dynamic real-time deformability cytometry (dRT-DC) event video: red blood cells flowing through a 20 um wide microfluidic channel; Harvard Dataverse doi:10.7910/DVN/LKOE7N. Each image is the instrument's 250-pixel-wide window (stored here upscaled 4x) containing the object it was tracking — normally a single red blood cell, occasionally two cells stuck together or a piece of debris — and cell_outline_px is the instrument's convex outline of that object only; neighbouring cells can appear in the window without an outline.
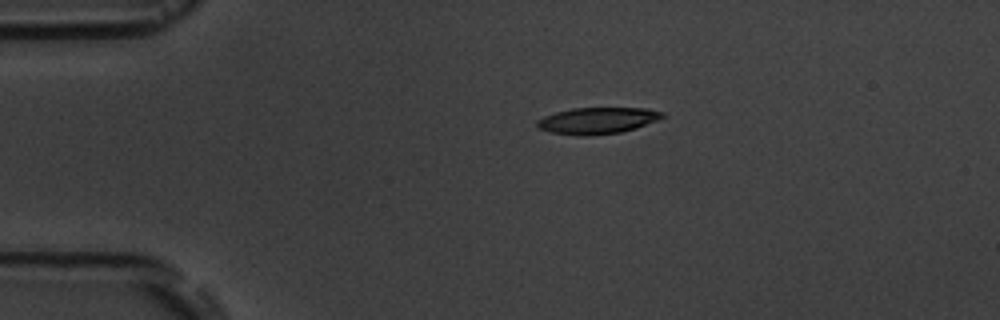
{"species": "common noctule bat (a hibernating species)", "species_latin": "Nyctalus noctula", "temperature_condition": "room temperature", "stored_images_in_passage": 9, "camera_frame_rate_fps": 3000, "um_per_image_px": 0.085, "animal": {"sex": "male", "body_mass_g": 19.5, "forearm_length_mm": 54.6}, "frame": {"image": 1, "passage_image": 1, "time_ms": 0.0, "image_size_px": [1000, 320], "cell_outline_px": [[664, 116], [656, 120], [636, 128], [620, 132], [588, 136], [580, 136], [552, 132], [536, 128], [536, 120], [544, 116], [556, 112], [572, 108], [648, 108], [664, 112]], "centroid_in_image_um": [50.75, 10.25], "position_along_channel_um": 34.3, "area_um2": 19.31}}
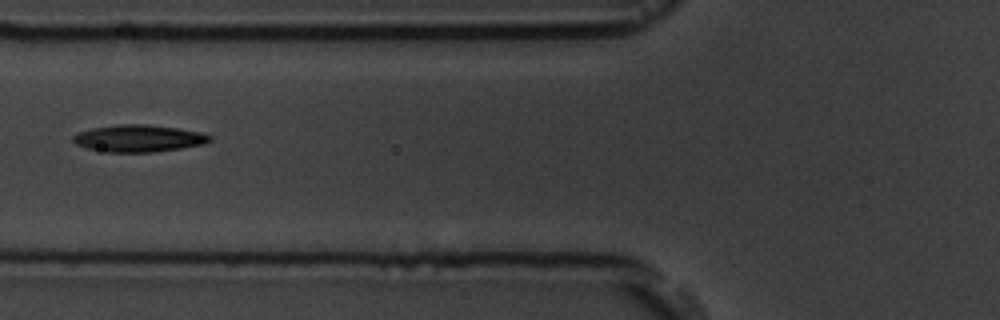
{"frame": {"image": 2, "passage_image": 4, "time_ms": 3.333, "image_size_px": [1000, 320], "cell_outline_px": [[212, 140], [204, 144], [180, 148], [152, 152], [108, 152], [88, 148], [76, 144], [72, 140], [72, 136], [80, 132], [92, 128], [116, 124], [144, 124], [176, 128], [200, 132], [212, 136]], "centroid_in_image_um": [11.78, 11.76], "position_along_channel_um": 114.0, "area_um2": 21.39}}
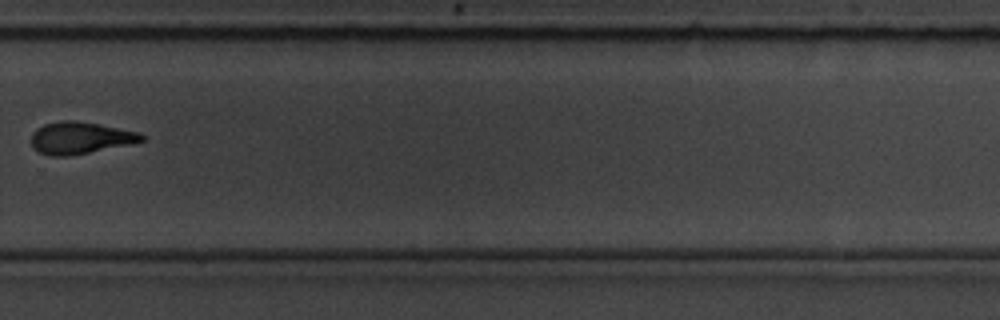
{"frame": {"image": 3, "passage_image": 9, "time_ms": 9.0, "image_size_px": [1000, 320], "cell_outline_px": [[144, 140], [128, 144], [68, 156], [48, 156], [32, 148], [32, 132], [36, 128], [44, 124], [64, 120], [76, 120], [140, 132], [144, 136]], "centroid_in_image_um": [6.77, 11.71], "position_along_channel_um": 323.0, "area_um2": 20.35}}